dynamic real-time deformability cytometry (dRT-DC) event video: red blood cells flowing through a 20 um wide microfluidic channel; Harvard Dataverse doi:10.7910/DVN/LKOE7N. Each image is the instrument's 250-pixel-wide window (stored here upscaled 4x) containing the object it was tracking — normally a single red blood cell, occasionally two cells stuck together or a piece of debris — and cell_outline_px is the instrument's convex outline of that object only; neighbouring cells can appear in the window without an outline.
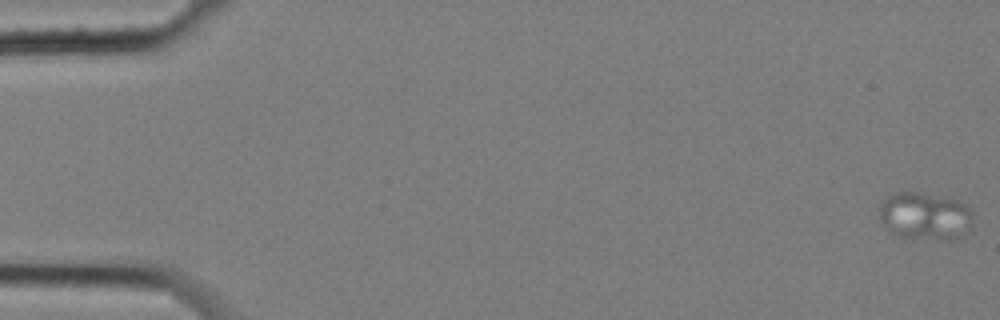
{"species": "common noctule bat (a hibernating species)", "species_latin": "Nyctalus noctula", "temperature_condition": "cold", "stored_images_in_passage": 7, "camera_frame_rate_fps": 3000, "um_per_image_px": 0.085, "animal": {"sex": "female", "body_mass_g": 25.1}, "frame": {"image": 1, "passage_image": 1, "time_ms": 0.0, "image_size_px": [1000, 320], "cell_outline_px": [[972, 216], [968, 228], [960, 236], [952, 240], [940, 240], [900, 236], [892, 232], [880, 220], [880, 204], [888, 196], [896, 192], [920, 192], [956, 200], [964, 204], [968, 208]], "centroid_in_image_um": [78.6, 18.36], "position_along_channel_um": 6.4, "area_um2": 25.49}}
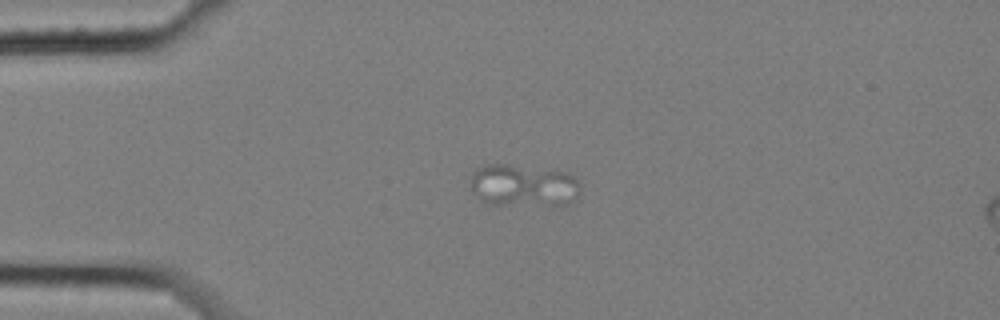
{"frame": {"image": 2, "passage_image": 5, "time_ms": 1.333, "image_size_px": [1000, 320], "cell_outline_px": [[580, 192], [576, 196], [564, 204], [488, 204], [472, 188], [472, 172], [476, 168], [492, 164], [504, 164], [568, 172], [580, 184]], "centroid_in_image_um": [44.5, 15.74], "position_along_channel_um": 40.5, "area_um2": 26.18}}